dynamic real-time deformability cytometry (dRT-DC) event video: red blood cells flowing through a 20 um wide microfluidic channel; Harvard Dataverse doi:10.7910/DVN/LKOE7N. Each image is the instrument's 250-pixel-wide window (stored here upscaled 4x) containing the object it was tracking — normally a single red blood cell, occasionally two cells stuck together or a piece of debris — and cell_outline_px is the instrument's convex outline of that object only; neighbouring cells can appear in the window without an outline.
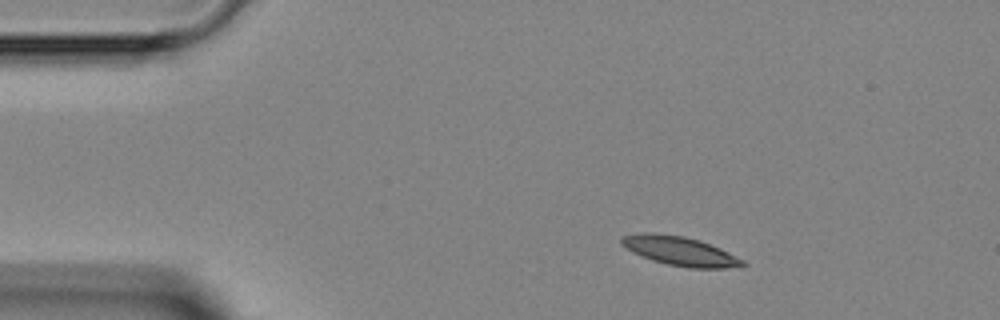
{"species": "Egyptian fruit bat (a non-hibernating species)", "species_latin": "Rousettus aegyptiacus", "temperature_condition": "room temperature", "stored_images_in_passage": 3, "camera_frame_rate_fps": 3000, "um_per_image_px": 0.085, "animal": {"sex": "female"}, "frame": {"image": 1, "passage_image": 1, "time_ms": 0.0, "image_size_px": [1000, 320], "cell_outline_px": [[748, 264], [724, 268], [688, 268], [668, 264], [652, 260], [632, 252], [620, 244], [620, 236], [640, 232], [656, 232], [684, 236], [700, 240], [720, 248], [744, 260]], "centroid_in_image_um": [57.74, 21.31], "position_along_channel_um": 27.3, "area_um2": 20.69}}